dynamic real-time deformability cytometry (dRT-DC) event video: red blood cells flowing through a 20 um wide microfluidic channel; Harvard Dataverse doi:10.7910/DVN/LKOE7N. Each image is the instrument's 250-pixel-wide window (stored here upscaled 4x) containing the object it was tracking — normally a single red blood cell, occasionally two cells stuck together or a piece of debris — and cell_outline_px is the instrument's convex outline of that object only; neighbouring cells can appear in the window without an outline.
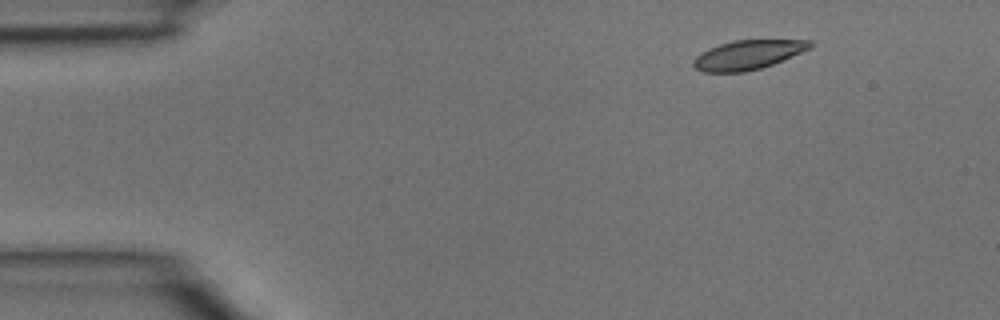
{"species": "common noctule bat (a hibernating species)", "species_latin": "Nyctalus noctula", "temperature_condition": "room temperature", "stored_images_in_passage": 4, "camera_frame_rate_fps": 3000, "um_per_image_px": 0.085, "animal": {"sex": "male", "body_mass_g": 15.6}, "frame": {"image": 1, "passage_image": 2, "time_ms": 0.333, "image_size_px": [1000, 320], "cell_outline_px": [[816, 44], [812, 48], [772, 64], [760, 68], [744, 72], [700, 72], [692, 64], [692, 60], [700, 52], [708, 48], [732, 40], [812, 40]], "centroid_in_image_um": [63.57, 4.65], "position_along_channel_um": 21.4, "area_um2": 20.06}}